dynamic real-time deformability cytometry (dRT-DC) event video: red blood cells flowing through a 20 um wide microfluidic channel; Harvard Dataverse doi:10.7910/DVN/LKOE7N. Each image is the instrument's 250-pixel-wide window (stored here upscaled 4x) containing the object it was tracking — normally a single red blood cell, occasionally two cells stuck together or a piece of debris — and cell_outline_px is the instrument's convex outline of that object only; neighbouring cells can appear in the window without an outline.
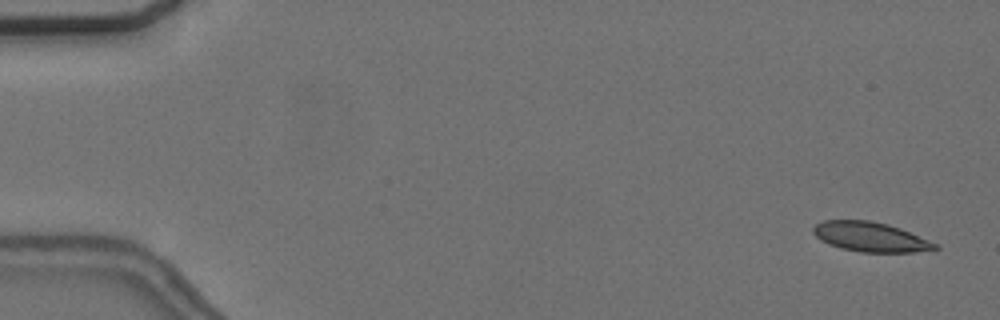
{"species": "common noctule bat (a hibernating species)", "species_latin": "Nyctalus noctula", "temperature_condition": "cold", "stored_images_in_passage": 16, "camera_frame_rate_fps": 3000, "um_per_image_px": 0.085, "animal": {"sex": "female", "body_mass_g": 24.6, "forearm_length_mm": 56.2}, "frame": {"image": 1, "passage_image": 3, "time_ms": 0.667, "image_size_px": [1000, 320], "cell_outline_px": [[940, 248], [936, 252], [860, 252], [840, 248], [828, 244], [820, 240], [812, 232], [812, 228], [816, 224], [824, 220], [868, 220], [888, 224], [900, 228], [940, 244]], "centroid_in_image_um": [74.07, 20.15], "position_along_channel_um": 10.9, "area_um2": 21.5}}